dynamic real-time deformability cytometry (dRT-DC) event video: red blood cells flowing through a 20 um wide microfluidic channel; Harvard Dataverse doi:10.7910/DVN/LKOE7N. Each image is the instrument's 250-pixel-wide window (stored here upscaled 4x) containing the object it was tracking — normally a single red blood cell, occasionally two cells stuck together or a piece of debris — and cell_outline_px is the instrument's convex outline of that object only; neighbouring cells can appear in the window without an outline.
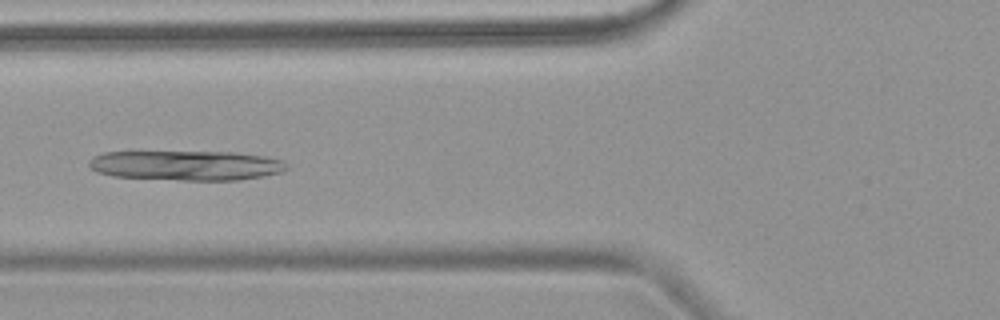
{"species": "common noctule bat (a hibernating species)", "species_latin": "Nyctalus noctula", "temperature_condition": "warm", "stored_images_in_passage": 5, "camera_frame_rate_fps": 3000, "um_per_image_px": 0.085, "animal": {"sex": "female", "body_mass_g": 18.4}, "frame": {"image": 1, "passage_image": 5, "time_ms": 4.667, "image_size_px": [1000, 320], "cell_outline_px": [[288, 168], [284, 172], [264, 176], [240, 180], [180, 180], [112, 176], [96, 172], [88, 164], [88, 160], [92, 156], [104, 152], [236, 152], [264, 156], [284, 160]], "centroid_in_image_um": [15.85, 14.06], "position_along_channel_um": 109.9, "area_um2": 34.62}}